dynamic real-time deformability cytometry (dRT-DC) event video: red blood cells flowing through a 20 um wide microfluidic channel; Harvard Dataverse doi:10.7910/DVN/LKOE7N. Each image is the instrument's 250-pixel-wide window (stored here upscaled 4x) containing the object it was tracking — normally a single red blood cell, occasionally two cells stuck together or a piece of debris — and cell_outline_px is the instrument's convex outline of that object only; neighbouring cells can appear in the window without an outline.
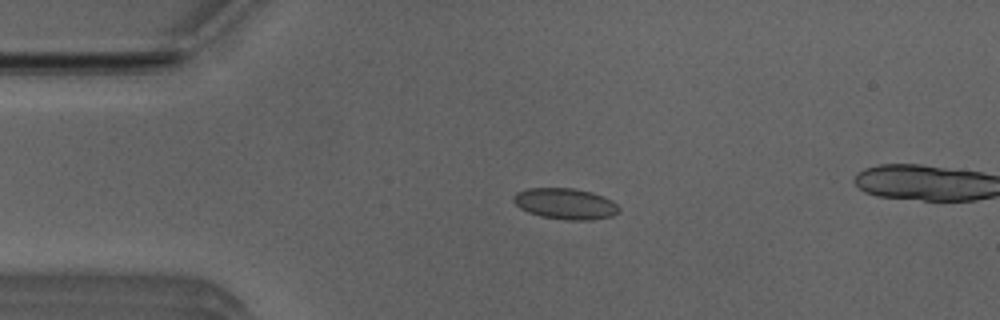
{"species": "Egyptian fruit bat (a non-hibernating species)", "species_latin": "Rousettus aegyptiacus", "temperature_condition": "room temperature", "stored_images_in_passage": 48, "camera_frame_rate_fps": 3000, "um_per_image_px": 0.085, "animal": {"sex": "male"}, "frame": {"image": 1, "passage_image": 11, "time_ms": 3.333, "image_size_px": [1000, 320], "cell_outline_px": [[620, 208], [612, 216], [592, 220], [568, 220], [540, 216], [528, 212], [520, 208], [512, 200], [512, 196], [516, 192], [528, 188], [572, 188], [592, 192], [604, 196], [612, 200]], "centroid_in_image_um": [48.04, 17.31], "position_along_channel_um": 37.0, "area_um2": 19.13}}
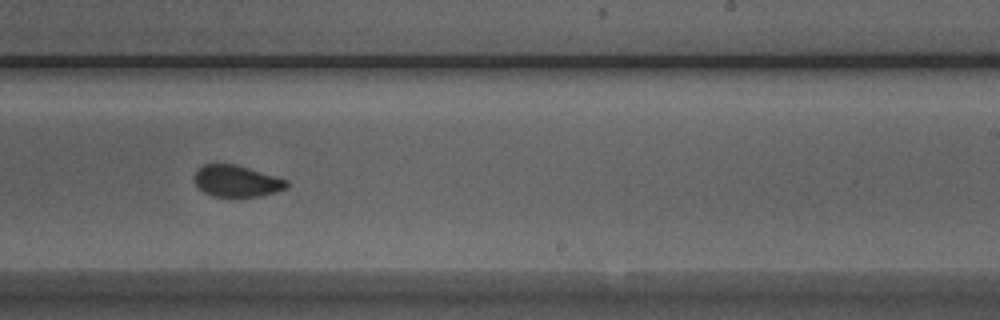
{"frame": {"image": 2, "passage_image": 31, "time_ms": 10.0, "image_size_px": [1000, 320], "cell_outline_px": [[288, 188], [276, 192], [260, 196], [212, 196], [204, 192], [196, 184], [192, 176], [196, 168], [204, 164], [236, 164], [276, 176], [288, 180]], "centroid_in_image_um": [20.1, 15.38], "position_along_channel_um": 268.9, "area_um2": 17.11}}
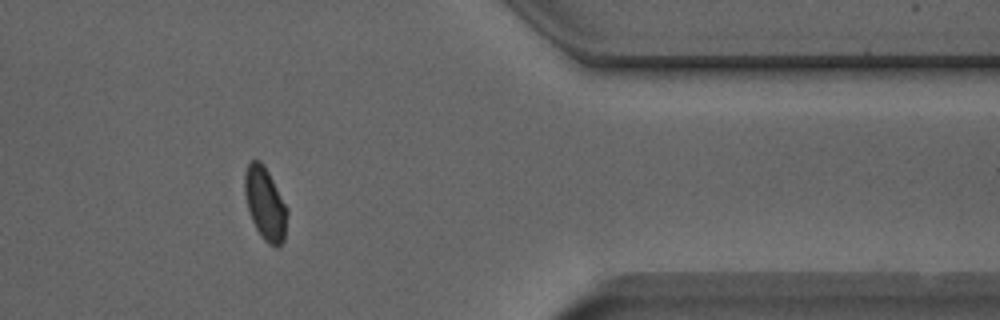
{"frame": {"image": 3, "passage_image": 42, "time_ms": 13.667, "image_size_px": [1000, 320], "cell_outline_px": [[288, 212], [284, 240], [276, 248], [268, 244], [260, 236], [252, 220], [248, 208], [244, 192], [244, 172], [248, 164], [252, 160], [260, 160], [264, 164], [288, 208]], "centroid_in_image_um": [22.54, 17.31], "position_along_channel_um": 388.9, "area_um2": 18.15}, "authors_computed_cell_mechanics": {"area_um2": 18.207, "velocity_mm_per_s": 3.9292, "shape_relaxation_time_tau1_ms": null, "shape_relaxation_time_tau2_ms": 1.085, "deformation_change_tau1": null, "deformation_change_tau2": 0.0611}}